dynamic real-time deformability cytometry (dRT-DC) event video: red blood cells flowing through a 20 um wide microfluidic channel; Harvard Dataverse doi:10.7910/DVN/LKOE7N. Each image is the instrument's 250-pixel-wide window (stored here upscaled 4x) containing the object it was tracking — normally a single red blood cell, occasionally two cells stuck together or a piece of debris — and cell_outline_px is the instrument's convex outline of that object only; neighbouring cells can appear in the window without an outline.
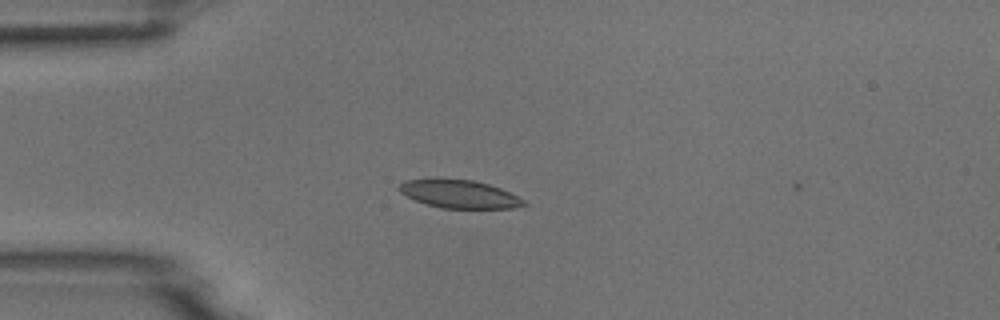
{"species": "common noctule bat (a hibernating species)", "species_latin": "Nyctalus noctula", "temperature_condition": "room temperature", "stored_images_in_passage": 39, "camera_frame_rate_fps": 3000, "um_per_image_px": 0.085, "animal": {"sex": "male", "body_mass_g": 18.8}, "frame": {"image": 1, "passage_image": 1, "time_ms": 0.0, "image_size_px": [1000, 320], "cell_outline_px": [[528, 204], [512, 208], [440, 208], [416, 200], [400, 192], [396, 188], [404, 180], [432, 176], [436, 176], [472, 180], [488, 184], [500, 188], [524, 200]], "centroid_in_image_um": [38.95, 16.44], "position_along_channel_um": 46.0, "area_um2": 20.87}}
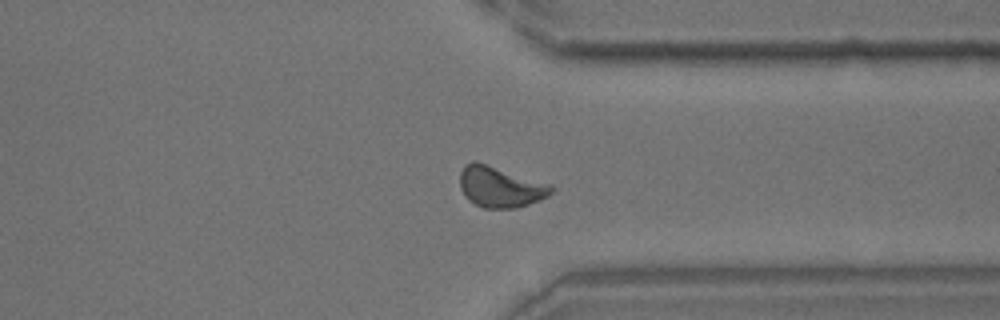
{"frame": {"image": 2, "passage_image": 27, "time_ms": 8.667, "image_size_px": [1000, 320], "cell_outline_px": [[556, 188], [548, 196], [540, 200], [516, 208], [484, 208], [468, 200], [464, 196], [460, 188], [460, 172], [464, 164], [472, 160], [476, 160], [552, 184]], "centroid_in_image_um": [42.52, 15.86], "position_along_channel_um": 368.9, "area_um2": 22.2}}
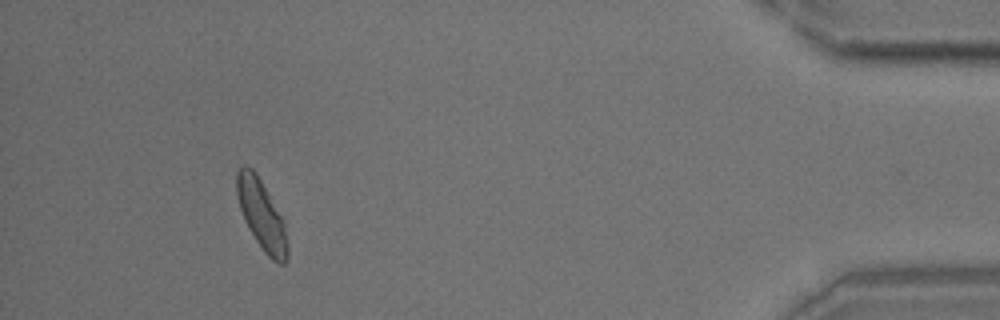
{"frame": {"image": 3, "passage_image": 35, "time_ms": 11.333, "image_size_px": [1000, 320], "cell_outline_px": [[288, 256], [284, 264], [280, 264], [272, 260], [264, 252], [248, 228], [244, 220], [240, 208], [236, 192], [236, 172], [244, 164], [252, 168], [256, 172], [284, 220], [288, 244]], "centroid_in_image_um": [22.24, 18.26], "position_along_channel_um": 413.0, "area_um2": 20.69}}